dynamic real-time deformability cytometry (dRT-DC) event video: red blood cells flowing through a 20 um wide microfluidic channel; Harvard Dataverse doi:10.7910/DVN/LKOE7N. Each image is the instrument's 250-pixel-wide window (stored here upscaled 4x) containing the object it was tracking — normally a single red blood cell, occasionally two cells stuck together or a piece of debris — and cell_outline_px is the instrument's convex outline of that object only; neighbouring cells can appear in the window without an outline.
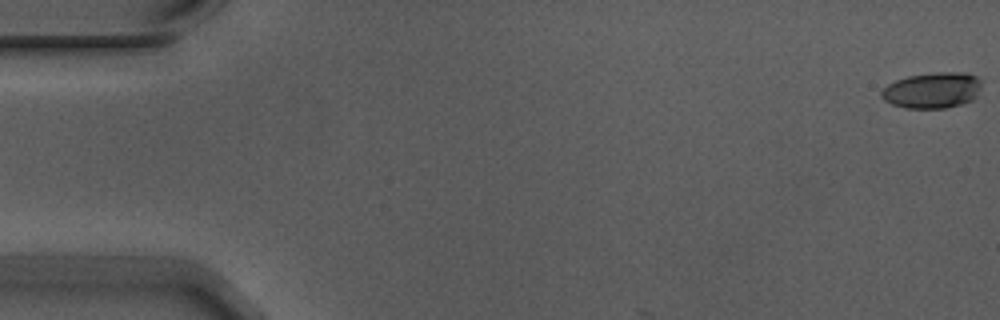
{"species": "Egyptian fruit bat (a non-hibernating species)", "species_latin": "Rousettus aegyptiacus", "temperature_condition": "warm", "stored_images_in_passage": 3, "camera_frame_rate_fps": 3000, "um_per_image_px": 0.085, "animal": {"sex": "male"}, "frame": {"image": 1, "passage_image": 1, "time_ms": 0.0, "image_size_px": [1000, 320], "cell_outline_px": [[980, 88], [976, 96], [972, 100], [960, 104], [944, 108], [904, 108], [892, 104], [884, 100], [880, 96], [880, 92], [888, 84], [896, 80], [908, 76], [936, 72], [968, 72], [980, 76]], "centroid_in_image_um": [79.26, 7.66], "position_along_channel_um": 5.7, "area_um2": 21.1}}